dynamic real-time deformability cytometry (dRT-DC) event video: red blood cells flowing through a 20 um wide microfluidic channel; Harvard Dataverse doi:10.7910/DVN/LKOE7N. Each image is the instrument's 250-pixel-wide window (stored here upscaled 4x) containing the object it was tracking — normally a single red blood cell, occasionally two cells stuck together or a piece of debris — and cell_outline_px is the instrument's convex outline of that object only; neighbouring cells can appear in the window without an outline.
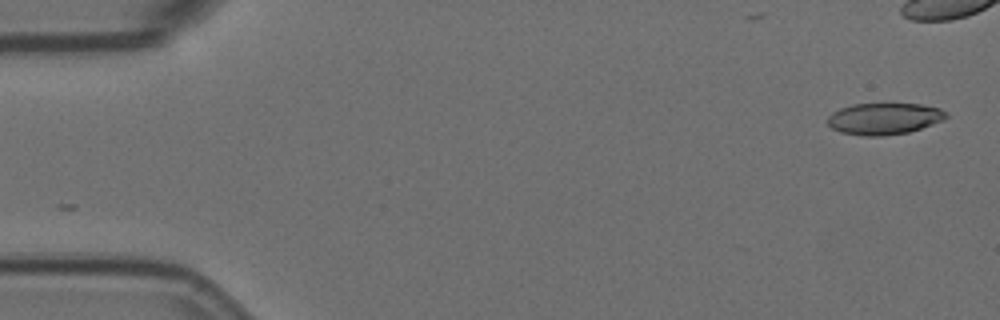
{"species": "Egyptian fruit bat (a non-hibernating species)", "species_latin": "Rousettus aegyptiacus", "temperature_condition": "room temperature", "stored_images_in_passage": 2, "camera_frame_rate_fps": 3000, "um_per_image_px": 0.085, "animal": {"sex": "female"}, "frame": {"image": 1, "passage_image": 2, "time_ms": 0.333, "image_size_px": [1000, 320], "cell_outline_px": [[948, 116], [944, 120], [908, 132], [884, 136], [864, 136], [840, 132], [832, 128], [828, 124], [828, 116], [832, 112], [840, 108], [852, 104], [920, 104], [940, 108], [948, 112]], "centroid_in_image_um": [75.15, 10.08], "position_along_channel_um": 9.8, "area_um2": 21.85}}